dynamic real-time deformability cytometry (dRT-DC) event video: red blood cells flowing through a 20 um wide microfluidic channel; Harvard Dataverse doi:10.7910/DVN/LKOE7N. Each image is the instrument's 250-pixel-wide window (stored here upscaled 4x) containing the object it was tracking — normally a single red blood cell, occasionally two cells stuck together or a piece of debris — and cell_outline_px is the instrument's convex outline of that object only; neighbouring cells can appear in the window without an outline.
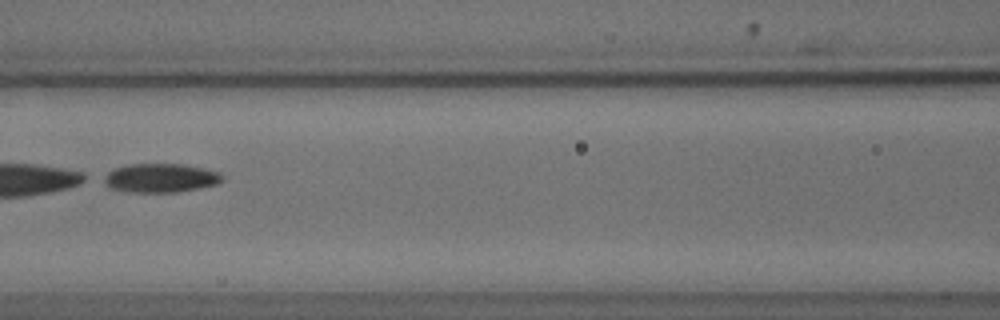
{"species": "common noctule bat (a hibernating species)", "species_latin": "Nyctalus noctula", "temperature_condition": "cold", "stored_images_in_passage": 55, "segment_of_instrument_passage": [2, 2], "camera_frame_rate_fps": 3000, "um_per_image_px": 0.085, "animal": {"sex": "male", "body_mass_g": 18.8}, "frame": {"image": 1, "passage_image": 26, "time_ms": 8.333, "image_size_px": [1000, 320], "cell_outline_px": [[220, 180], [212, 184], [192, 188], [164, 192], [144, 192], [116, 188], [108, 184], [108, 176], [112, 172], [120, 168], [140, 164], [172, 164], [196, 168], [212, 172], [220, 176]], "centroid_in_image_um": [13.64, 15.12], "position_along_channel_um": 153.0, "area_um2": 17.51}}